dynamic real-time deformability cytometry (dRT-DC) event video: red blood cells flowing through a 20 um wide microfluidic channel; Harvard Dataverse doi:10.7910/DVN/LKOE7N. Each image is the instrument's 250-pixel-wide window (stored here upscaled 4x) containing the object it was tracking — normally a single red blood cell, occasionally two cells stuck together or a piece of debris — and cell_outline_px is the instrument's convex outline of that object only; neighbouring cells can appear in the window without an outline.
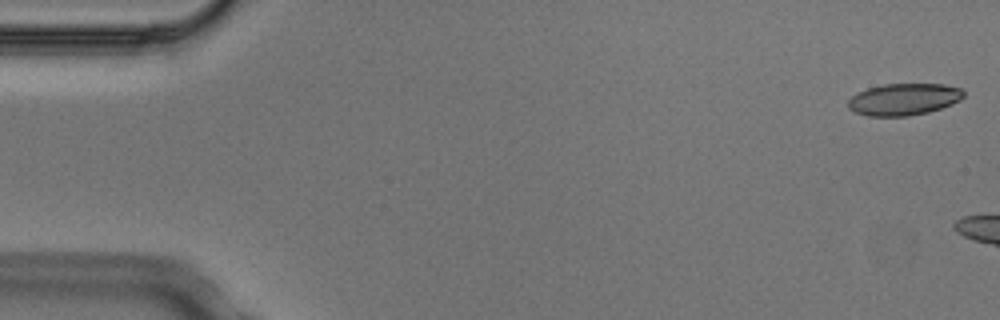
{"species": "Egyptian fruit bat (a non-hibernating species)", "species_latin": "Rousettus aegyptiacus", "temperature_condition": "cold", "stored_images_in_passage": 3, "camera_frame_rate_fps": 3000, "um_per_image_px": 0.085, "animal": {"sex": "male"}, "frame": {"image": 1, "passage_image": 1, "time_ms": 0.0, "image_size_px": [1000, 320], "cell_outline_px": [[964, 96], [960, 100], [952, 104], [928, 112], [908, 116], [868, 116], [856, 112], [848, 108], [848, 100], [852, 96], [868, 88], [884, 84], [944, 84], [960, 88], [964, 92]], "centroid_in_image_um": [76.83, 8.44], "position_along_channel_um": 8.2, "area_um2": 21.33}}